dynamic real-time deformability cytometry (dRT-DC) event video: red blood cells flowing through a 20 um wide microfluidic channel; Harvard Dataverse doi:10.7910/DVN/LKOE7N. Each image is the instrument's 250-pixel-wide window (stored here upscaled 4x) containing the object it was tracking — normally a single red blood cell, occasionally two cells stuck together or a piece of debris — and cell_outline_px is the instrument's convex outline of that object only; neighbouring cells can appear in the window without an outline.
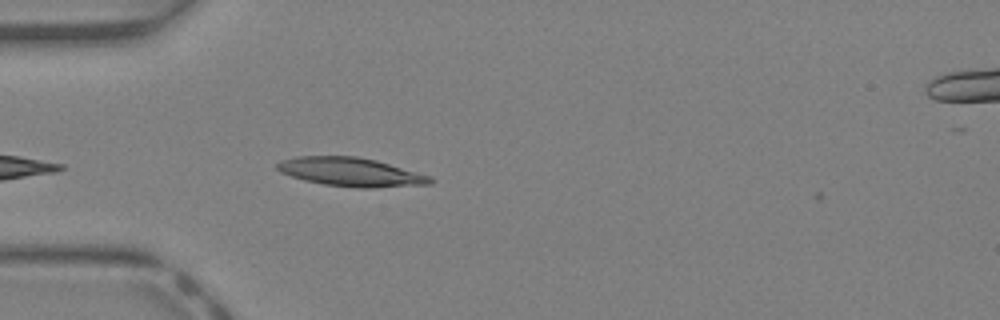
{"species": "Egyptian fruit bat (a non-hibernating species)", "species_latin": "Rousettus aegyptiacus", "temperature_condition": "warm", "stored_images_in_passage": 4, "camera_frame_rate_fps": 3000, "um_per_image_px": 0.085, "animal": {"sex": "female"}, "frame": {"image": 1, "passage_image": 3, "time_ms": 0.667, "image_size_px": [1000, 320], "cell_outline_px": [[436, 180], [432, 184], [372, 188], [356, 188], [324, 184], [304, 180], [280, 172], [276, 168], [276, 164], [280, 160], [296, 156], [356, 156], [376, 160], [432, 176]], "centroid_in_image_um": [29.85, 14.62], "position_along_channel_um": 55.2, "area_um2": 25.84}}